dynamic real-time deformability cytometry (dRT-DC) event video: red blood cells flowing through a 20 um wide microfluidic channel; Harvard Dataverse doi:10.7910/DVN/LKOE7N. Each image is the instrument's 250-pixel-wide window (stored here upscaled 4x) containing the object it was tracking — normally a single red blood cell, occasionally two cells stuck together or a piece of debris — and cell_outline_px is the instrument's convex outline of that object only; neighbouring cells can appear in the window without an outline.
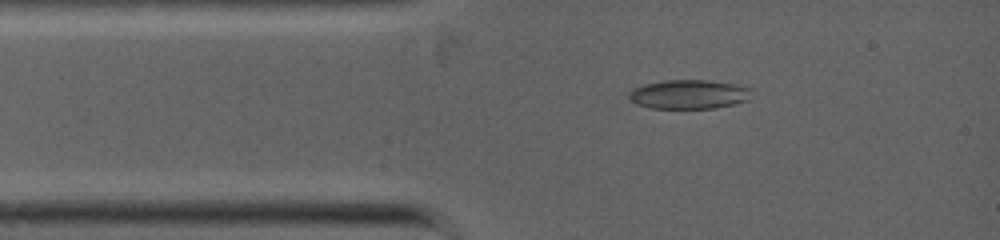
{"species": "common noctule bat (a hibernating species)", "species_latin": "Nyctalus noctula", "temperature_condition": "warm", "stored_images_in_passage": 2, "camera_frame_rate_fps": 5000, "um_per_image_px": 0.085, "animal": {"sex": "female", "body_mass_g": 19.0, "forearm_length_mm": 53.3}, "frame": {"image": 1, "passage_image": 2, "time_ms": 0.2, "image_size_px": [1000, 240], "cell_outline_px": [[752, 88], [748, 100], [736, 104], [716, 108], [648, 108], [636, 104], [628, 96], [628, 92], [632, 88], [644, 84], [664, 80], [708, 80], [736, 84]], "centroid_in_image_um": [58.55, 8.01], "position_along_channel_um": 26.4, "area_um2": 21.04}}